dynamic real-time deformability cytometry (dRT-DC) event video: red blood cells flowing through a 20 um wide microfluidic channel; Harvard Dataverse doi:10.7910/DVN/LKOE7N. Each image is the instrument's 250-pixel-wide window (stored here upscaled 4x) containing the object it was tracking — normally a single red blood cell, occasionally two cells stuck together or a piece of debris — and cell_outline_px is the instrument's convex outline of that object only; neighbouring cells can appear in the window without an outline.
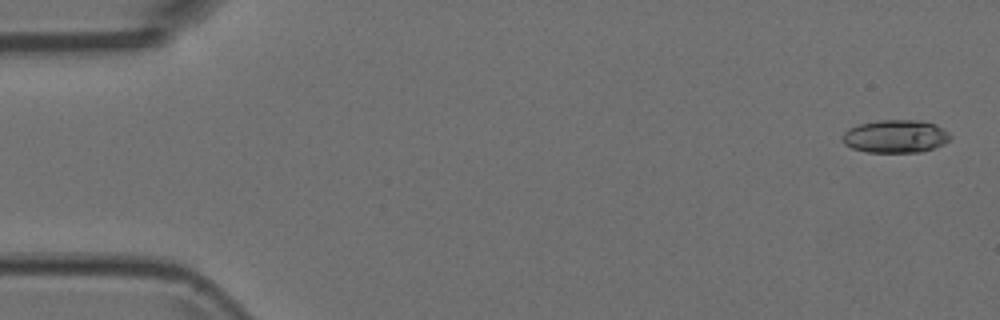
{"species": "Egyptian fruit bat (a non-hibernating species)", "species_latin": "Rousettus aegyptiacus", "temperature_condition": "room temperature", "stored_images_in_passage": 6, "camera_frame_rate_fps": 3000, "um_per_image_px": 0.085, "animal": {"sex": "female"}, "frame": {"image": 1, "passage_image": 1, "time_ms": 0.0, "image_size_px": [1000, 320], "cell_outline_px": [[952, 136], [944, 144], [920, 152], [868, 152], [852, 148], [844, 144], [844, 132], [848, 128], [860, 124], [880, 120], [920, 120], [936, 124], [948, 132]], "centroid_in_image_um": [76.14, 11.58], "position_along_channel_um": 8.9, "area_um2": 20.58}}